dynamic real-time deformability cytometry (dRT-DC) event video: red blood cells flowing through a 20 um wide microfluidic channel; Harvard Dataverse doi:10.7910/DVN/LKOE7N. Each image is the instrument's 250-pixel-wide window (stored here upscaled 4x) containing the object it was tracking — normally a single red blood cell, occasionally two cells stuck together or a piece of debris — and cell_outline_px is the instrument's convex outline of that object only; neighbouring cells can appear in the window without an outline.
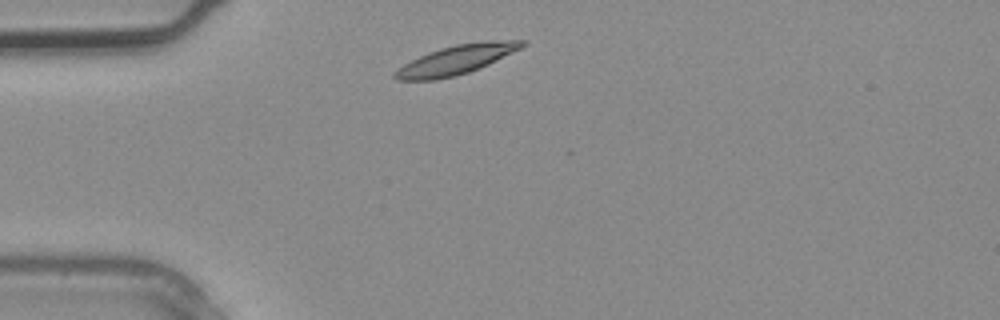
{"species": "common noctule bat (a hibernating species)", "species_latin": "Nyctalus noctula", "temperature_condition": "warm", "stored_images_in_passage": 1, "camera_frame_rate_fps": 3000, "um_per_image_px": 0.085, "animal": {"sex": "male", "body_mass_g": 20.4}, "frame": {"image": 1, "passage_image": 1, "time_ms": 0.0, "image_size_px": [1000, 320], "cell_outline_px": [[528, 44], [488, 64], [468, 72], [456, 76], [436, 80], [396, 80], [392, 76], [392, 72], [404, 64], [428, 52], [440, 48], [456, 44], [484, 40], [528, 40]], "centroid_in_image_um": [38.77, 5.07], "position_along_channel_um": 46.2, "area_um2": 21.68}}